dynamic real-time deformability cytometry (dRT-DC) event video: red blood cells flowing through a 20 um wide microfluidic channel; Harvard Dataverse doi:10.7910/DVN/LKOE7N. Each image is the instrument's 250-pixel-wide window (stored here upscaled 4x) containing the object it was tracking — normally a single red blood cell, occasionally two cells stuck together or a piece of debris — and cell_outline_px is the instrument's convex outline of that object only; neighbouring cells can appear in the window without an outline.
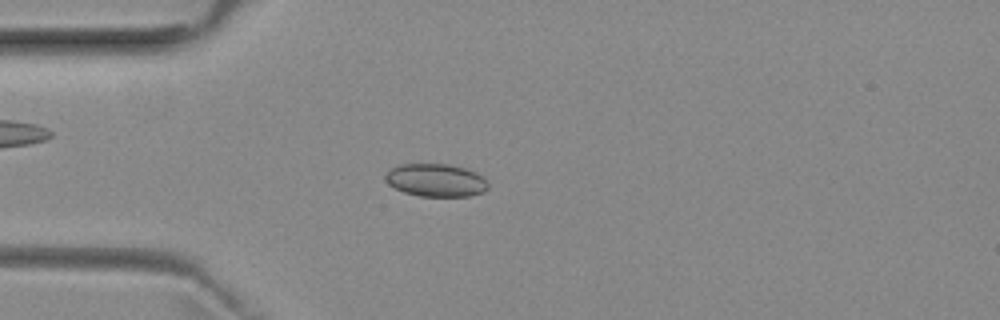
{"species": "common noctule bat (a hibernating species)", "species_latin": "Nyctalus noctula", "temperature_condition": "room temperature", "stored_images_in_passage": 46, "camera_frame_rate_fps": 3000, "um_per_image_px": 0.085, "animal": {"sex": "female", "body_mass_g": 29.2, "forearm_length_mm": 56.3}, "frame": {"image": 1, "passage_image": 8, "time_ms": 2.333, "image_size_px": [1000, 320], "cell_outline_px": [[488, 188], [484, 192], [468, 196], [420, 196], [404, 192], [388, 184], [384, 180], [384, 176], [392, 168], [400, 164], [444, 164], [464, 168], [480, 176], [488, 184]], "centroid_in_image_um": [37.01, 15.33], "position_along_channel_um": 48.0, "area_um2": 19.36}}
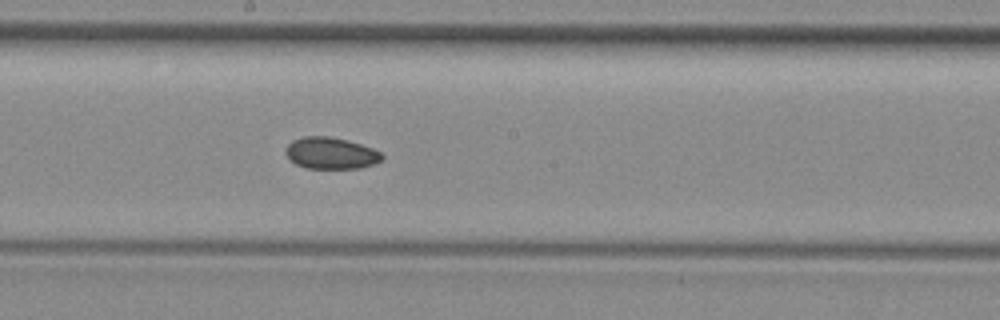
{"frame": {"image": 2, "passage_image": 22, "time_ms": 7.0, "image_size_px": [1000, 320], "cell_outline_px": [[384, 156], [376, 164], [360, 168], [304, 168], [288, 160], [284, 152], [288, 144], [292, 140], [304, 136], [328, 136], [348, 140], [372, 148], [380, 152]], "centroid_in_image_um": [28.09, 13.02], "position_along_channel_um": 220.1, "area_um2": 17.92}}
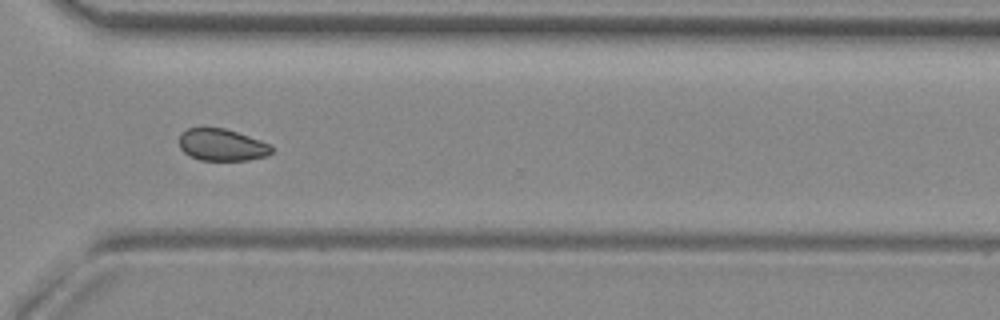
{"frame": {"image": 3, "passage_image": 32, "time_ms": 10.333, "image_size_px": [1000, 320], "cell_outline_px": [[272, 152], [268, 156], [248, 160], [200, 160], [184, 152], [180, 148], [180, 136], [188, 128], [224, 128], [260, 140], [268, 144], [272, 148]], "centroid_in_image_um": [18.88, 12.32], "position_along_channel_um": 351.7, "area_um2": 16.94}}